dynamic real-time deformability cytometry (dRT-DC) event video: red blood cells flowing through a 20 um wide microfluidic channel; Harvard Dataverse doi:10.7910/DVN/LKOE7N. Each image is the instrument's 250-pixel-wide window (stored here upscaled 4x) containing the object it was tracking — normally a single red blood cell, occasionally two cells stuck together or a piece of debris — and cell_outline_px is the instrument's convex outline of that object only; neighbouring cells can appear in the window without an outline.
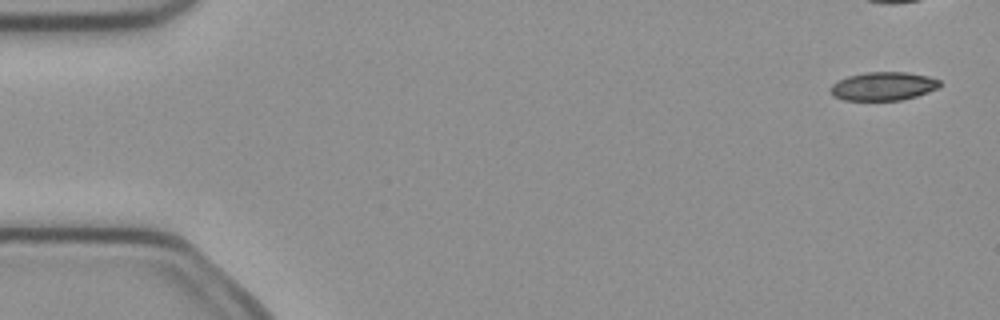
{"species": "common noctule bat (a hibernating species)", "species_latin": "Nyctalus noctula", "temperature_condition": "cold", "stored_images_in_passage": 6, "camera_frame_rate_fps": 3000, "um_per_image_px": 0.085, "animal": {"sex": "female", "body_mass_g": 21.9}, "frame": {"image": 1, "passage_image": 1, "time_ms": 0.0, "image_size_px": [1000, 320], "cell_outline_px": [[940, 88], [916, 96], [900, 100], [844, 100], [832, 96], [828, 92], [828, 88], [832, 84], [848, 76], [868, 72], [908, 72], [928, 76], [940, 80]], "centroid_in_image_um": [75.06, 7.33], "position_along_channel_um": 9.9, "area_um2": 18.26}}